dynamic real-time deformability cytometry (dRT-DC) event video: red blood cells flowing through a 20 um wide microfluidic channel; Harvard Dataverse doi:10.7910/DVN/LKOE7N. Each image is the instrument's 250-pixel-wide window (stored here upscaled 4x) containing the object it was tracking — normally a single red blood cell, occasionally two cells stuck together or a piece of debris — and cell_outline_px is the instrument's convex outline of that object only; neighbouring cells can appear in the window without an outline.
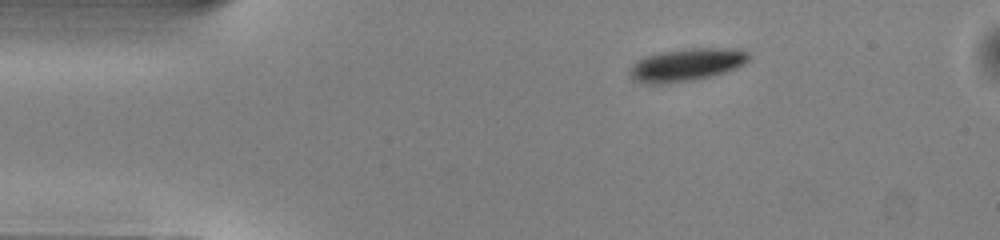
{"species": "common noctule bat (a hibernating species)", "species_latin": "Nyctalus noctula", "temperature_condition": "warm", "stored_images_in_passage": 39, "camera_frame_rate_fps": 3000, "um_per_image_px": 0.085, "animal": {"sex": "male", "body_mass_g": 13.0, "forearm_length_mm": 53.1}, "frame": {"image": 1, "passage_image": 1, "time_ms": 0.0, "image_size_px": [1000, 240], "cell_outline_px": [[748, 60], [744, 64], [736, 68], [724, 72], [692, 80], [660, 84], [640, 80], [632, 76], [632, 68], [640, 60], [648, 56], [660, 52], [684, 48], [728, 48], [748, 52]], "centroid_in_image_um": [58.45, 5.47], "position_along_channel_um": 26.5, "area_um2": 21.68}}
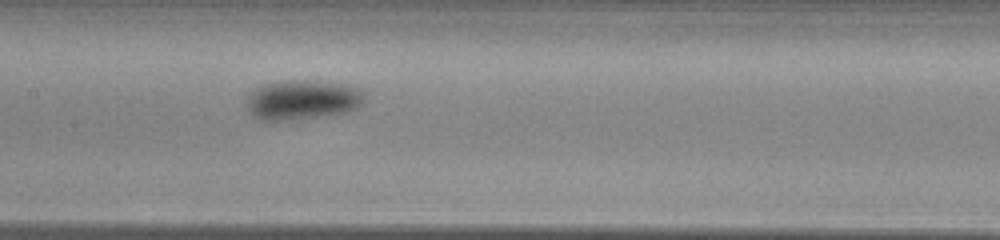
{"frame": {"image": 2, "passage_image": 17, "time_ms": 5.333, "image_size_px": [1000, 240], "cell_outline_px": [[364, 100], [356, 108], [344, 112], [316, 116], [280, 120], [260, 120], [248, 108], [248, 96], [256, 88], [264, 84], [280, 80], [316, 80], [348, 84], [356, 88], [360, 92]], "centroid_in_image_um": [25.69, 8.44], "position_along_channel_um": 181.7, "area_um2": 26.65}}
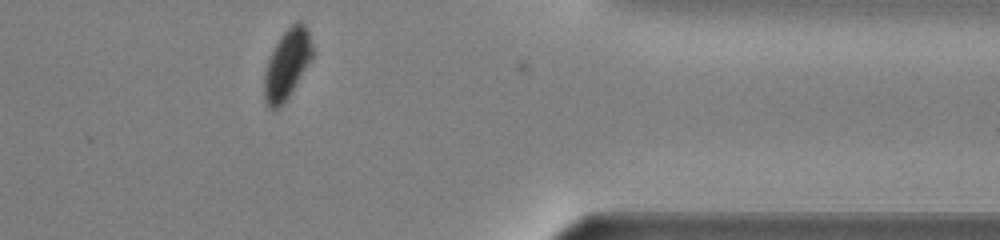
{"frame": {"image": 3, "passage_image": 34, "time_ms": 11.0, "image_size_px": [1000, 240], "cell_outline_px": [[312, 56], [292, 92], [284, 104], [280, 108], [268, 108], [264, 100], [264, 76], [268, 60], [280, 36], [296, 20], [300, 20], [308, 28], [312, 44]], "centroid_in_image_um": [24.39, 5.46], "position_along_channel_um": 387.0, "area_um2": 19.42}, "authors_computed_cell_mechanics": {"area_um2": 24.276, "velocity_mm_per_s": 4.0113, "shape_relaxation_time_tau1_ms": 2.0801, "shape_relaxation_time_tau2_ms": null, "deformation_change_tau1": 0.0907, "deformation_change_tau2": null}}